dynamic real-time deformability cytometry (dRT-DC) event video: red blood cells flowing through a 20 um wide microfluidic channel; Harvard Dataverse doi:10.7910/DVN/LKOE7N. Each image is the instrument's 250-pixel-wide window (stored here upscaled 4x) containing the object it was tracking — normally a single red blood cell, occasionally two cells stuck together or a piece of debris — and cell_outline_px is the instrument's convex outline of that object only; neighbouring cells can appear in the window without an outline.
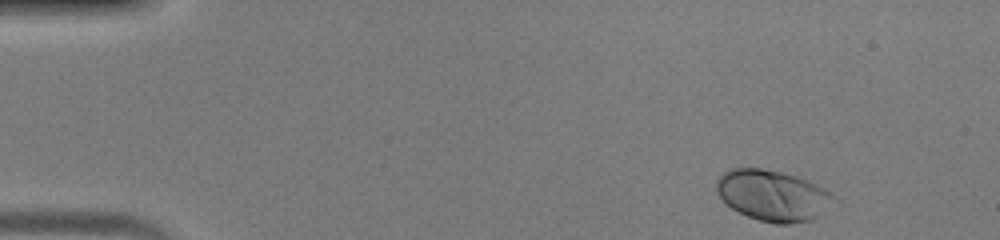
{"species": "human", "species_latin": "Homo sapiens", "temperature_condition": "warm", "stored_images_in_passage": 42, "camera_frame_rate_fps": 3000, "um_per_image_px": 0.085, "donor": {"sex": "male"}, "frame": {"image": 1, "passage_image": 1, "time_ms": 0.0, "image_size_px": [1000, 240], "cell_outline_px": [[840, 204], [820, 216], [812, 220], [788, 224], [776, 224], [760, 220], [748, 216], [732, 208], [716, 192], [716, 180], [724, 172], [732, 168], [760, 168], [780, 172], [796, 176], [816, 184], [824, 188], [840, 200]], "centroid_in_image_um": [65.79, 16.63], "position_along_channel_um": 19.2, "area_um2": 35.2}}
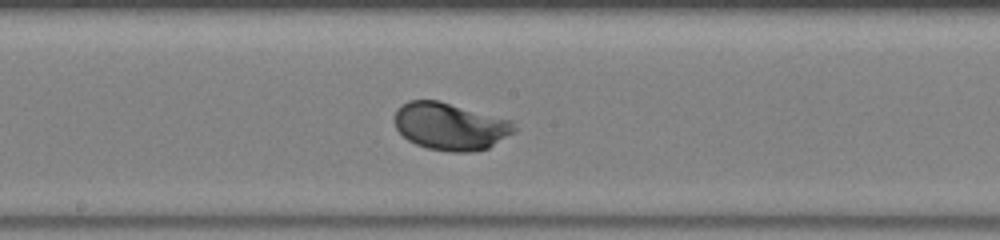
{"frame": {"image": 2, "passage_image": 21, "time_ms": 6.667, "image_size_px": [1000, 240], "cell_outline_px": [[516, 132], [488, 148], [472, 152], [452, 152], [428, 148], [416, 144], [408, 140], [396, 128], [392, 120], [396, 108], [408, 100], [440, 100], [512, 120], [516, 128]], "centroid_in_image_um": [38.27, 10.72], "position_along_channel_um": 209.9, "area_um2": 33.47}}
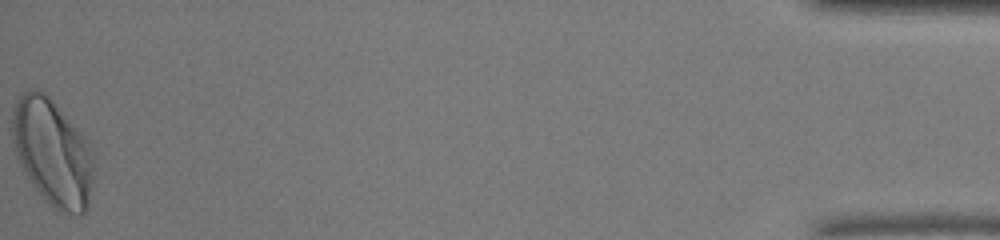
{"frame": {"image": 3, "passage_image": 42, "time_ms": 13.667, "image_size_px": [1000, 240], "cell_outline_px": [[92, 180], [88, 208], [84, 212], [60, 212], [48, 204], [36, 188], [28, 176], [16, 152], [12, 140], [12, 108], [16, 100], [24, 92], [44, 92], [56, 104], [88, 140], [92, 156]], "centroid_in_image_um": [4.47, 12.95], "position_along_channel_um": 430.7, "area_um2": 49.59}}